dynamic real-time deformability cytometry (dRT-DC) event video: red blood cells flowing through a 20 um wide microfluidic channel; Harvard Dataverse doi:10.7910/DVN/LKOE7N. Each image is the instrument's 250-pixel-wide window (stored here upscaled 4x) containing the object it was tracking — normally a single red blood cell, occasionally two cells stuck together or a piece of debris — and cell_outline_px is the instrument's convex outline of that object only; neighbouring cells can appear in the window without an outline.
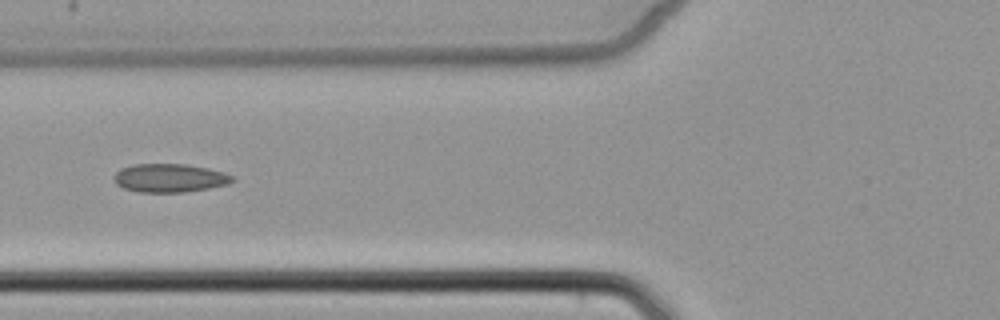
{"species": "common noctule bat (a hibernating species)", "species_latin": "Nyctalus noctula", "temperature_condition": "cold", "stored_images_in_passage": 5, "camera_frame_rate_fps": 3000, "um_per_image_px": 0.085, "animal": {"sex": "female", "body_mass_g": 22.7, "forearm_length_mm": 54.2}, "frame": {"image": 1, "passage_image": 4, "time_ms": 3.667, "image_size_px": [1000, 320], "cell_outline_px": [[236, 180], [228, 184], [208, 188], [184, 192], [140, 192], [124, 188], [116, 184], [112, 176], [120, 168], [132, 164], [184, 164], [208, 168], [224, 172], [236, 176]], "centroid_in_image_um": [14.43, 15.12], "position_along_channel_um": 111.4, "area_um2": 19.83}}
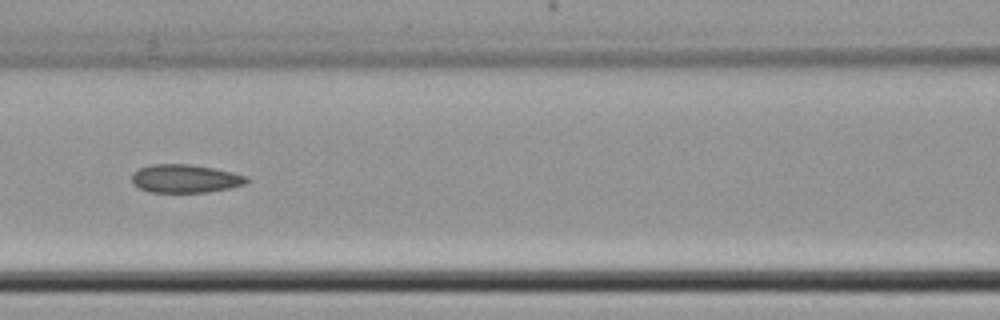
{"frame": {"image": 2, "passage_image": 5, "time_ms": 4.667, "image_size_px": [1000, 320], "cell_outline_px": [[248, 180], [244, 184], [228, 188], [208, 192], [148, 192], [132, 184], [132, 172], [140, 168], [152, 164], [188, 164], [212, 168], [232, 172], [248, 176]], "centroid_in_image_um": [15.71, 15.18], "position_along_channel_um": 150.9, "area_um2": 18.84}}